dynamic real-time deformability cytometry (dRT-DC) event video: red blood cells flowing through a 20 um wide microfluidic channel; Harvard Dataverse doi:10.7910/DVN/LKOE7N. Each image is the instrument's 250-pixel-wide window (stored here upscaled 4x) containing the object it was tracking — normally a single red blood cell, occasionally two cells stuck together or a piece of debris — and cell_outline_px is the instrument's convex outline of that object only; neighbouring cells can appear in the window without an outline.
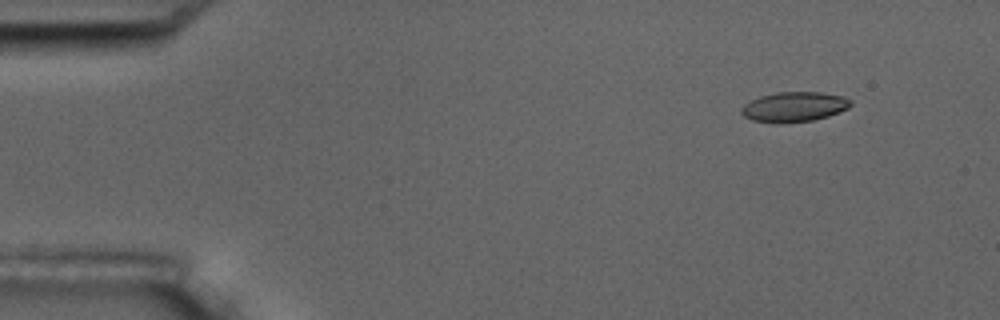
{"species": "common noctule bat (a hibernating species)", "species_latin": "Nyctalus noctula", "temperature_condition": "room temperature", "stored_images_in_passage": 8, "camera_frame_rate_fps": 3000, "um_per_image_px": 0.085, "animal": {"sex": "male", "body_mass_g": 17.5, "forearm_length_mm": 52.3}, "frame": {"image": 1, "passage_image": 1, "time_ms": 0.0, "image_size_px": [1000, 320], "cell_outline_px": [[852, 104], [848, 108], [828, 116], [812, 120], [780, 124], [776, 124], [752, 120], [744, 116], [740, 112], [740, 108], [748, 100], [760, 96], [776, 92], [820, 92], [844, 96], [852, 100]], "centroid_in_image_um": [67.47, 9.08], "position_along_channel_um": 17.5, "area_um2": 19.36}}
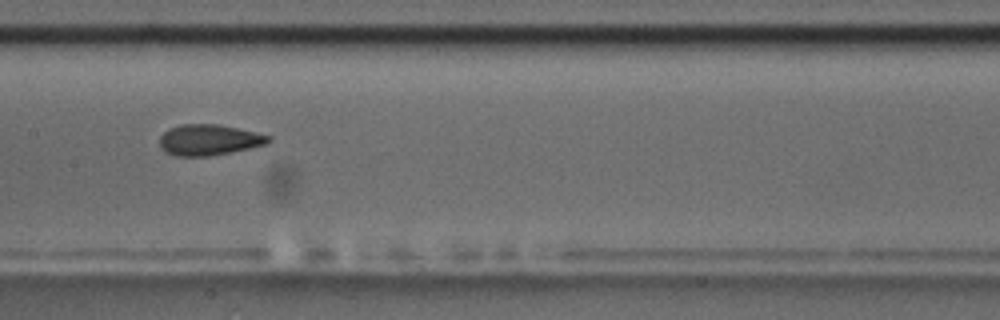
{"frame": {"image": 2, "passage_image": 7, "time_ms": 7.667, "image_size_px": [1000, 320], "cell_outline_px": [[272, 140], [268, 144], [208, 156], [176, 156], [164, 152], [160, 148], [160, 136], [168, 128], [180, 124], [216, 124], [236, 128], [272, 136]], "centroid_in_image_um": [17.73, 11.89], "position_along_channel_um": 189.7, "area_um2": 19.54}}
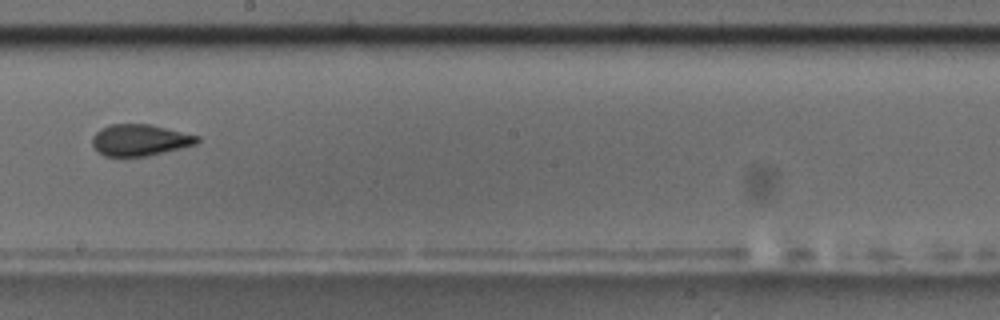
{"frame": {"image": 3, "passage_image": 8, "time_ms": 9.0, "image_size_px": [1000, 320], "cell_outline_px": [[200, 140], [196, 144], [148, 156], [104, 156], [92, 148], [92, 136], [100, 128], [108, 124], [152, 124], [200, 136]], "centroid_in_image_um": [11.86, 11.89], "position_along_channel_um": 236.3, "area_um2": 19.48}}